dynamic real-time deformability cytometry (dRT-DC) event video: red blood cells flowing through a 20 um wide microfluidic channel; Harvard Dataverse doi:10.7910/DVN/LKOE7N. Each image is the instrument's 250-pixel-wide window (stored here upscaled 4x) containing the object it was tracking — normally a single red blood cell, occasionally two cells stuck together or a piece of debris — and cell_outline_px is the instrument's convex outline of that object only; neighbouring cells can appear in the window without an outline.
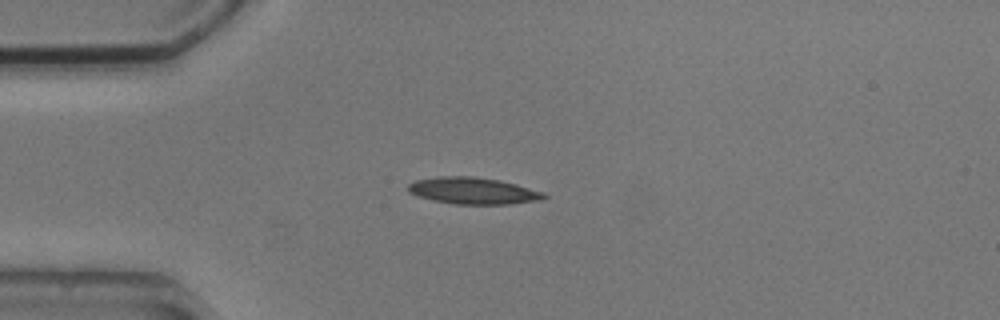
{"species": "common noctule bat (a hibernating species)", "species_latin": "Nyctalus noctula", "temperature_condition": "cold", "stored_images_in_passage": 3, "camera_frame_rate_fps": 3000, "um_per_image_px": 0.085, "animal": {"sex": "male", "body_mass_g": 20.5, "forearm_length_mm": 52.5}, "frame": {"image": 1, "passage_image": 1, "time_ms": 0.0, "image_size_px": [1000, 320], "cell_outline_px": [[548, 196], [544, 200], [508, 204], [456, 204], [432, 200], [408, 192], [408, 184], [416, 180], [436, 176], [472, 176], [500, 180], [516, 184], [544, 192]], "centroid_in_image_um": [40.24, 16.21], "position_along_channel_um": 44.8, "area_um2": 21.21}}
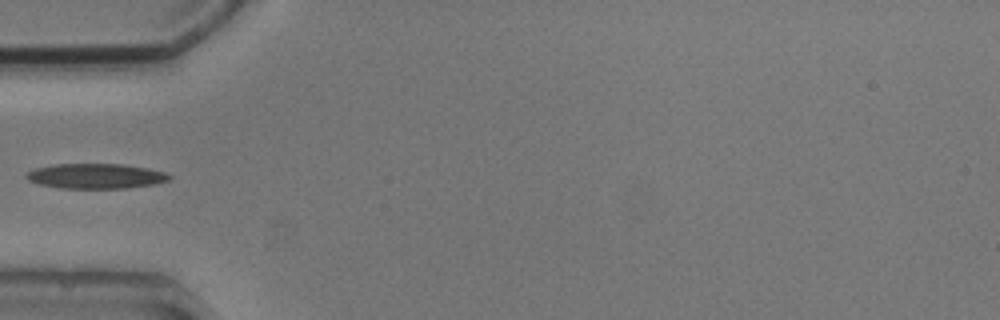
{"frame": {"image": 2, "passage_image": 2, "time_ms": 1.333, "image_size_px": [1000, 320], "cell_outline_px": [[172, 176], [168, 180], [156, 184], [128, 188], [60, 188], [40, 184], [28, 180], [24, 176], [28, 172], [36, 168], [56, 164], [120, 164], [148, 168], [164, 172]], "centroid_in_image_um": [8.15, 14.97], "position_along_channel_um": 76.8, "area_um2": 20.75}}